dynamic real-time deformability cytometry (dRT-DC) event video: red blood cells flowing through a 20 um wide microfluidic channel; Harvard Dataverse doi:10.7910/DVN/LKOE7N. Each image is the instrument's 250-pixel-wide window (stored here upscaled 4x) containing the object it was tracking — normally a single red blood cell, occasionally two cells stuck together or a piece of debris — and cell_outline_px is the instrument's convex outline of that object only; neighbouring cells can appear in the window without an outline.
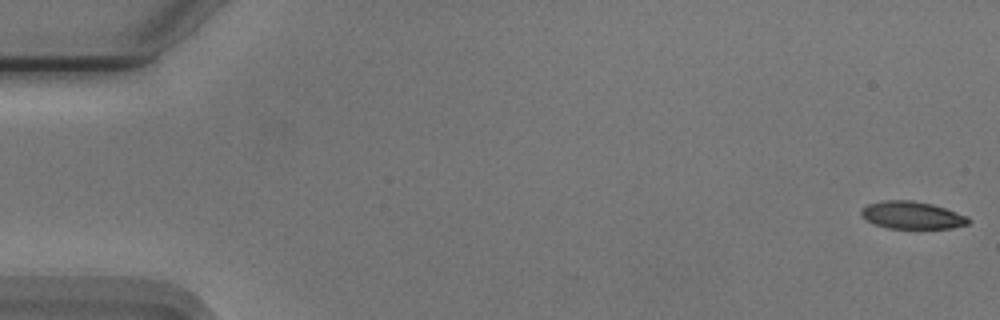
{"species": "Egyptian fruit bat (a non-hibernating species)", "species_latin": "Rousettus aegyptiacus", "temperature_condition": "cold", "stored_images_in_passage": 55, "camera_frame_rate_fps": 3000, "um_per_image_px": 0.085, "animal": {"sex": "male"}, "frame": {"image": 1, "passage_image": 1, "time_ms": 0.0, "image_size_px": [1000, 320], "cell_outline_px": [[972, 220], [968, 224], [952, 228], [888, 228], [876, 224], [860, 216], [860, 212], [868, 204], [884, 200], [912, 200], [932, 204], [968, 216]], "centroid_in_image_um": [77.55, 18.29], "position_along_channel_um": 7.5, "area_um2": 17.05}}
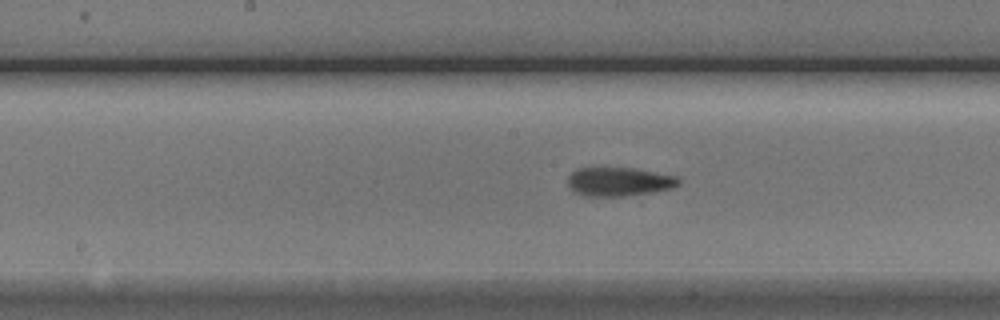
{"frame": {"image": 2, "passage_image": 28, "time_ms": 9.0, "image_size_px": [1000, 320], "cell_outline_px": [[680, 184], [672, 188], [652, 192], [628, 196], [584, 196], [568, 188], [568, 176], [576, 168], [632, 168], [676, 176], [680, 180]], "centroid_in_image_um": [52.59, 15.45], "position_along_channel_um": 195.6, "area_um2": 18.61}}
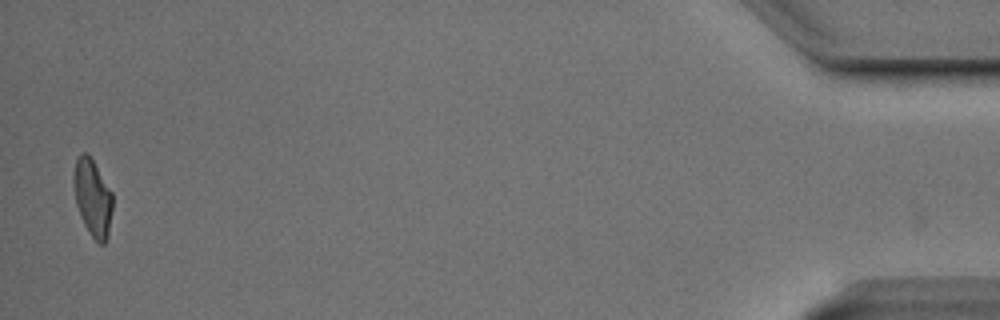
{"frame": {"image": 3, "passage_image": 54, "time_ms": 17.667, "image_size_px": [1000, 320], "cell_outline_px": [[112, 208], [108, 236], [104, 244], [100, 244], [92, 236], [84, 224], [80, 216], [76, 204], [72, 180], [72, 176], [76, 160], [84, 152], [92, 160], [112, 192]], "centroid_in_image_um": [7.86, 16.83], "position_along_channel_um": 427.3, "area_um2": 17.22}, "authors_computed_cell_mechanics": {"area_um2": 18.496, "velocity_mm_per_s": 3.7365, "shape_relaxation_time_tau1_ms": 4.1122, "shape_relaxation_time_tau2_ms": 2.3971, "deformation_change_tau1": 0.157, "deformation_change_tau2": 0.0808}}